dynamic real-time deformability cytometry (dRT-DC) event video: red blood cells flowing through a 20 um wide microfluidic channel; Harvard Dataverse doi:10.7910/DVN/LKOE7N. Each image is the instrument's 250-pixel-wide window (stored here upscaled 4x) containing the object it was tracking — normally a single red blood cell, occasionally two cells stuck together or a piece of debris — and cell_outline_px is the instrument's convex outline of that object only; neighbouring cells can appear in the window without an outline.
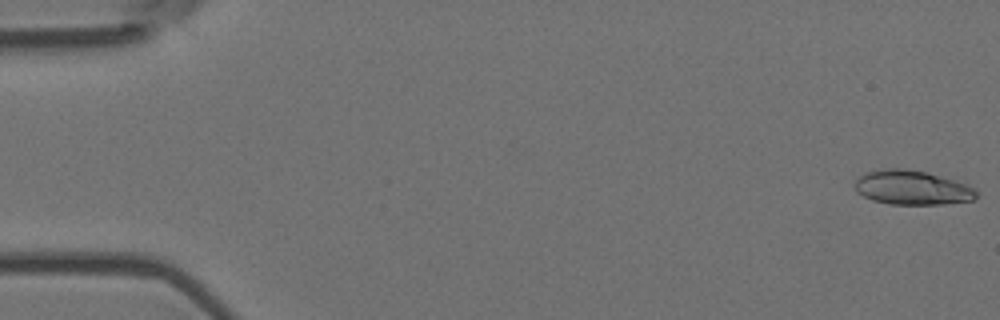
{"species": "Egyptian fruit bat (a non-hibernating species)", "species_latin": "Rousettus aegyptiacus", "temperature_condition": "room temperature", "stored_images_in_passage": 6, "camera_frame_rate_fps": 3000, "um_per_image_px": 0.085, "animal": {"sex": "female"}, "frame": {"image": 1, "passage_image": 1, "time_ms": 0.0, "image_size_px": [1000, 320], "cell_outline_px": [[976, 200], [944, 204], [888, 204], [872, 200], [856, 192], [856, 180], [864, 172], [884, 168], [904, 168], [924, 172], [968, 184], [976, 192]], "centroid_in_image_um": [77.51, 15.95], "position_along_channel_um": 7.5, "area_um2": 24.22}}
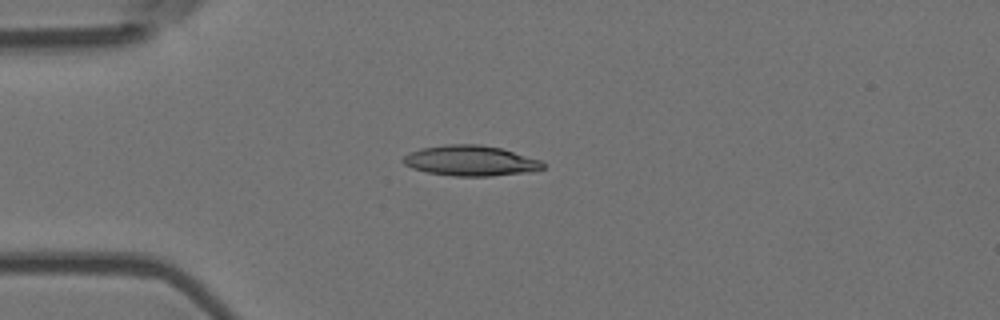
{"frame": {"image": 2, "passage_image": 5, "time_ms": 1.333, "image_size_px": [1000, 320], "cell_outline_px": [[544, 168], [532, 172], [492, 176], [452, 176], [428, 172], [412, 168], [404, 164], [400, 160], [408, 152], [420, 148], [444, 144], [480, 144], [500, 148], [540, 160], [544, 164]], "centroid_in_image_um": [39.96, 13.66], "position_along_channel_um": 45.0, "area_um2": 24.91}}
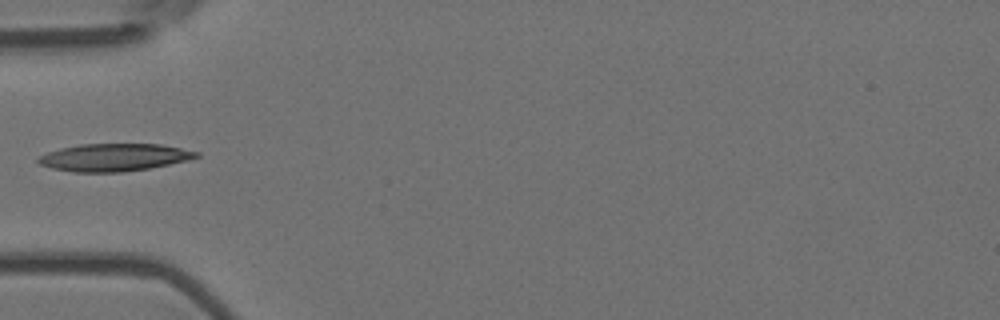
{"frame": {"image": 3, "passage_image": 6, "time_ms": 1.667, "image_size_px": [1000, 320], "cell_outline_px": [[200, 156], [188, 160], [148, 168], [124, 172], [72, 172], [52, 168], [40, 164], [36, 160], [40, 156], [48, 152], [60, 148], [80, 144], [160, 144], [200, 152]], "centroid_in_image_um": [9.69, 13.37], "position_along_channel_um": 75.3, "area_um2": 25.26}}